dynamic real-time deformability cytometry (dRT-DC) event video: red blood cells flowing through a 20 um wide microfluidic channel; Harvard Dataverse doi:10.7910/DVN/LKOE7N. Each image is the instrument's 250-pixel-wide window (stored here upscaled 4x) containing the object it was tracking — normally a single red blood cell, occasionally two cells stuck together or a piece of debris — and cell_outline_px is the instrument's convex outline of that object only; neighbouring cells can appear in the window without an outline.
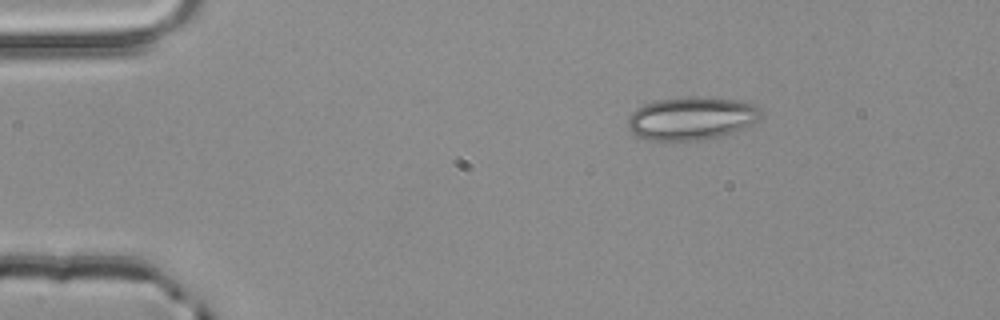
{"species": "common noctule bat (a hibernating species)", "species_latin": "Nyctalus noctula", "temperature_condition": "room temperature", "stored_images_in_passage": 3, "camera_frame_rate_fps": 3000, "um_per_image_px": 0.085, "animal": {"sex": "male", "body_mass_g": 20.4}, "frame": {"image": 1, "passage_image": 1, "time_ms": 0.0, "image_size_px": [1000, 320], "cell_outline_px": [[760, 116], [756, 120], [724, 136], [700, 140], [664, 144], [660, 144], [636, 136], [628, 128], [628, 116], [636, 108], [644, 104], [660, 100], [688, 96], [696, 96], [736, 100], [752, 104], [760, 108]], "centroid_in_image_um": [58.67, 10.11], "position_along_channel_um": 26.3, "area_um2": 33.93}}